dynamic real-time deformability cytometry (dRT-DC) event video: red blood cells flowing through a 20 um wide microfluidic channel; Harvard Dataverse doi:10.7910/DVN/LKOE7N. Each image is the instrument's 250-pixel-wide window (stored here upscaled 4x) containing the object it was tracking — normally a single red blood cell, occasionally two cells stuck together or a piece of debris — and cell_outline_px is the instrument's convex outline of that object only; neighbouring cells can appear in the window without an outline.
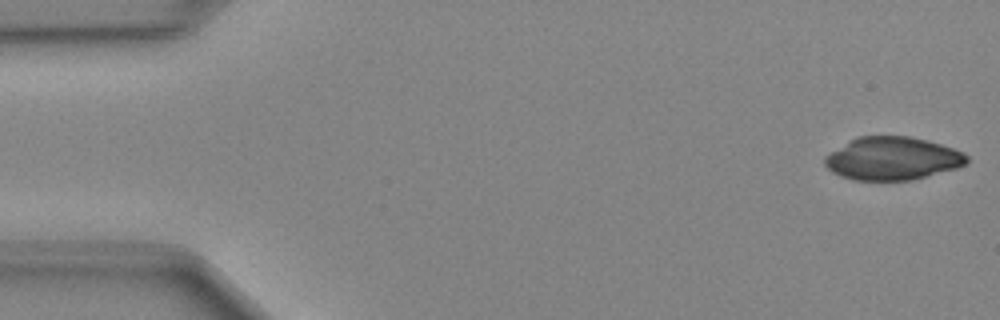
{"species": "Egyptian fruit bat (a non-hibernating species)", "species_latin": "Rousettus aegyptiacus", "temperature_condition": "cold", "stored_images_in_passage": 47, "camera_frame_rate_fps": 3000, "um_per_image_px": 0.085, "animal": {"sex": "female"}, "frame": {"image": 1, "passage_image": 1, "time_ms": 0.0, "image_size_px": [1000, 320], "cell_outline_px": [[968, 164], [956, 168], [912, 180], [852, 180], [840, 176], [832, 172], [824, 164], [824, 156], [848, 140], [860, 136], [908, 136], [928, 140], [964, 152], [968, 156]], "centroid_in_image_um": [75.84, 13.47], "position_along_channel_um": 9.2, "area_um2": 35.78}}